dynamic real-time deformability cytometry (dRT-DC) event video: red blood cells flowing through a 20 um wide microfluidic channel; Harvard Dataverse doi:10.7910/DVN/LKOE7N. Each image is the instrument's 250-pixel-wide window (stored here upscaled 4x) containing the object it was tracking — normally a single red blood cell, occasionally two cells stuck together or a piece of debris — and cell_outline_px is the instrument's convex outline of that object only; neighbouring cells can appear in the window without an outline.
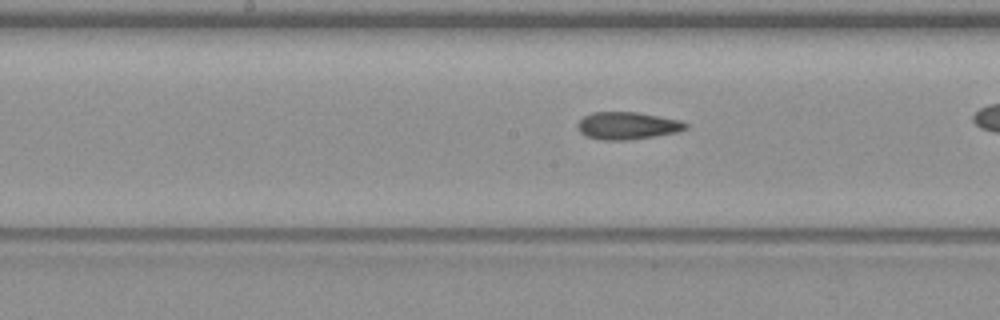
{"species": "common noctule bat (a hibernating species)", "species_latin": "Nyctalus noctula", "temperature_condition": "warm", "stored_images_in_passage": 27, "camera_frame_rate_fps": 3000, "um_per_image_px": 0.085, "animal": {"sex": "female", "body_mass_g": 19.3, "forearm_length_mm": 54.1}, "frame": {"image": 1, "passage_image": 12, "time_ms": 3.667, "image_size_px": [1000, 320], "cell_outline_px": [[688, 128], [676, 132], [628, 140], [600, 140], [584, 136], [580, 132], [576, 124], [584, 116], [592, 112], [636, 112], [680, 120], [688, 124]], "centroid_in_image_um": [53.28, 10.68], "position_along_channel_um": 194.9, "area_um2": 17.22}}
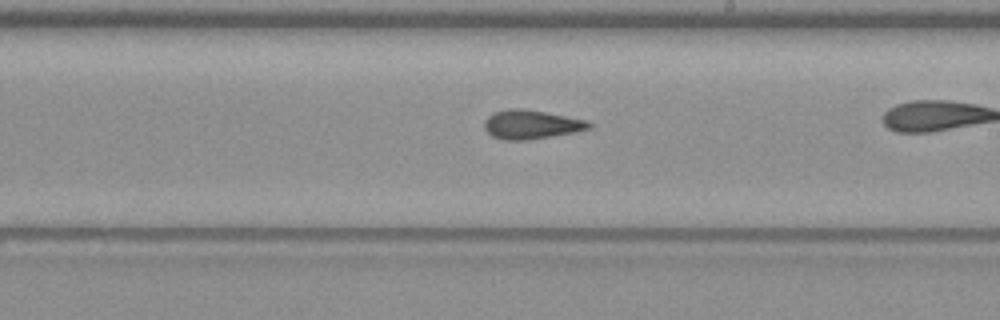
{"frame": {"image": 2, "passage_image": 16, "time_ms": 5.0, "image_size_px": [1000, 320], "cell_outline_px": [[592, 128], [572, 132], [528, 140], [504, 140], [492, 136], [484, 128], [484, 120], [488, 116], [496, 112], [508, 108], [520, 108], [544, 112], [588, 120], [592, 124]], "centroid_in_image_um": [45.14, 10.58], "position_along_channel_um": 243.9, "area_um2": 17.51}}